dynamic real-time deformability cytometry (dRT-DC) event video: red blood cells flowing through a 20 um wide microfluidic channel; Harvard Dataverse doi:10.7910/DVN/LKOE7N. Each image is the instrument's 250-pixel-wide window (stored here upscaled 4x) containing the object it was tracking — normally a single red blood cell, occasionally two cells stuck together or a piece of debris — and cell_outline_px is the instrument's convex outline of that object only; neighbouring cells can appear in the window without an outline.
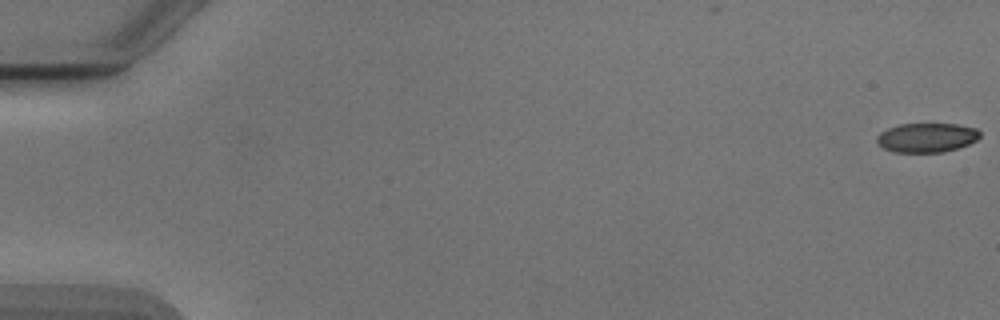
{"species": "Egyptian fruit bat (a non-hibernating species)", "species_latin": "Rousettus aegyptiacus", "temperature_condition": "cold", "stored_images_in_passage": 54, "camera_frame_rate_fps": 3000, "um_per_image_px": 0.085, "animal": {"sex": "male"}, "frame": {"image": 1, "passage_image": 1, "time_ms": 0.0, "image_size_px": [1000, 320], "cell_outline_px": [[980, 136], [976, 140], [968, 144], [956, 148], [940, 152], [896, 152], [884, 148], [876, 140], [876, 136], [880, 132], [888, 128], [900, 124], [960, 124], [976, 128], [980, 132]], "centroid_in_image_um": [78.77, 11.68], "position_along_channel_um": 6.2, "area_um2": 17.46}}
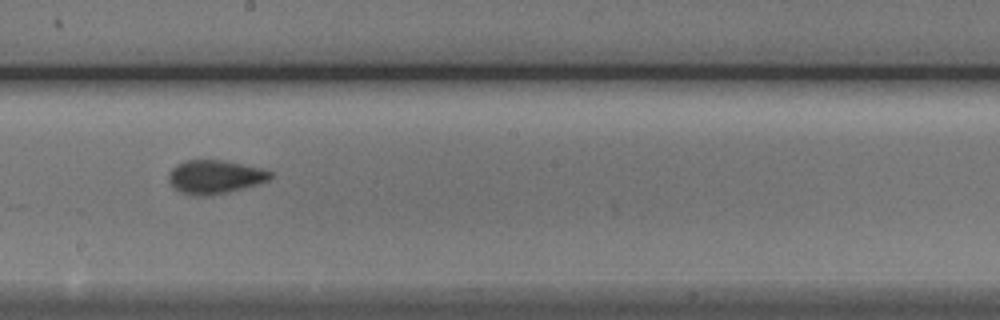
{"frame": {"image": 2, "passage_image": 31, "time_ms": 10.0, "image_size_px": [1000, 320], "cell_outline_px": [[272, 176], [268, 180], [256, 184], [228, 192], [212, 196], [192, 196], [180, 192], [172, 188], [168, 180], [168, 172], [176, 164], [184, 160], [224, 160], [260, 168], [272, 172]], "centroid_in_image_um": [18.19, 15.04], "position_along_channel_um": 230.0, "area_um2": 20.11}}
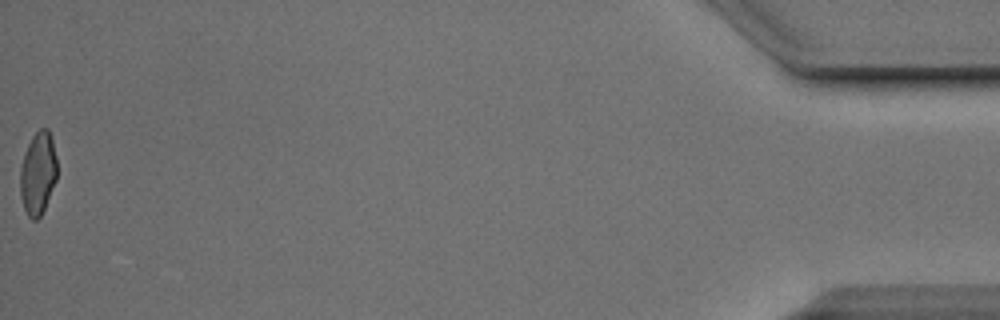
{"frame": {"image": 3, "passage_image": 54, "time_ms": 17.667, "image_size_px": [1000, 320], "cell_outline_px": [[56, 180], [44, 208], [40, 216], [36, 220], [32, 220], [28, 216], [24, 208], [20, 196], [20, 168], [24, 152], [32, 136], [40, 128], [48, 128], [52, 140], [56, 156]], "centroid_in_image_um": [3.21, 14.72], "position_along_channel_um": 432.0, "area_um2": 17.74}, "authors_computed_cell_mechanics": {"area_um2": 18.9006, "velocity_mm_per_s": 3.8993, "shape_relaxation_time_tau1_ms": 3.3198, "shape_relaxation_time_tau2_ms": 1.1518, "deformation_change_tau1": 0.1092, "deformation_change_tau2": 0.0502}}